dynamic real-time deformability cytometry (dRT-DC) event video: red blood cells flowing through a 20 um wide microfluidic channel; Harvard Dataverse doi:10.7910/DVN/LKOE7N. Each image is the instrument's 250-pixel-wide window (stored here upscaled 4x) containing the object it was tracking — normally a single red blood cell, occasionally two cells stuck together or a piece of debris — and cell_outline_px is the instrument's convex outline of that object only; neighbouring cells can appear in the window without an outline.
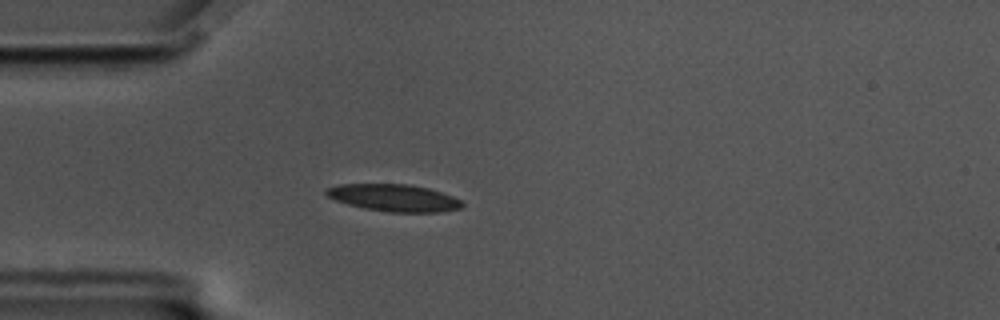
{"species": "common noctule bat (a hibernating species)", "species_latin": "Nyctalus noctula", "temperature_condition": "cold", "stored_images_in_passage": 55, "camera_frame_rate_fps": 3000, "um_per_image_px": 0.085, "animal": {"sex": "male", "body_mass_g": 17.5, "forearm_length_mm": 52.3}, "frame": {"image": 1, "passage_image": 13, "time_ms": 4.0, "image_size_px": [1000, 320], "cell_outline_px": [[464, 204], [460, 208], [440, 212], [388, 212], [364, 208], [348, 204], [324, 196], [324, 188], [340, 184], [408, 184], [428, 188], [452, 196], [460, 200]], "centroid_in_image_um": [33.43, 16.81], "position_along_channel_um": 51.6, "area_um2": 21.5}}
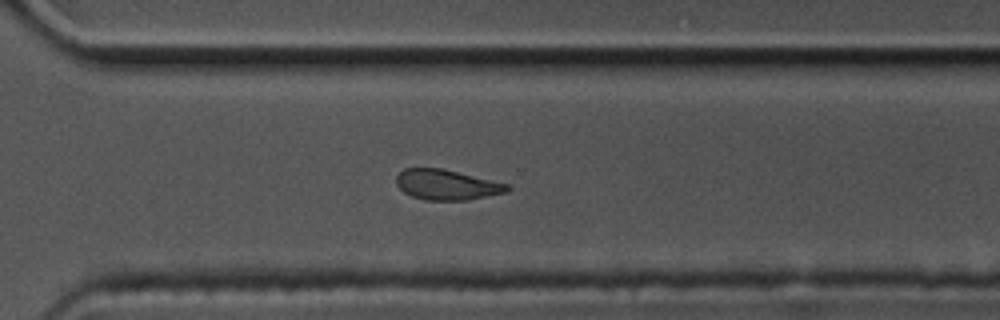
{"frame": {"image": 2, "passage_image": 38, "time_ms": 12.333, "image_size_px": [1000, 320], "cell_outline_px": [[512, 188], [508, 192], [468, 200], [424, 200], [412, 196], [404, 192], [396, 184], [396, 176], [404, 168], [440, 168], [508, 184]], "centroid_in_image_um": [37.97, 15.71], "position_along_channel_um": 332.6, "area_um2": 19.48}}
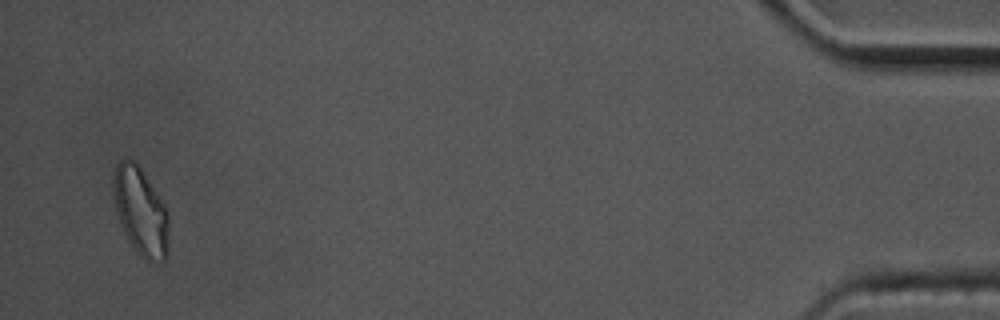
{"frame": {"image": 3, "passage_image": 53, "time_ms": 17.333, "image_size_px": [1000, 320], "cell_outline_px": [[168, 256], [164, 264], [144, 260], [136, 252], [128, 240], [120, 224], [112, 192], [112, 176], [116, 164], [120, 160], [132, 160], [140, 168], [164, 204], [168, 212]], "centroid_in_image_um": [11.96, 18.03], "position_along_channel_um": 423.2, "area_um2": 28.61}, "authors_computed_cell_mechanics": {"area_um2": 21.1548, "velocity_mm_per_s": 3.4769, "shape_relaxation_time_tau1_ms": 6.85, "shape_relaxation_time_tau2_ms": 3.7774, "deformation_change_tau1": 0.1341, "deformation_change_tau2": 0.0981}}